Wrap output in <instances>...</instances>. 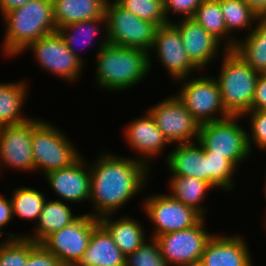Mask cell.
Wrapping results in <instances>:
<instances>
[{
	"mask_svg": "<svg viewBox=\"0 0 266 266\" xmlns=\"http://www.w3.org/2000/svg\"><path fill=\"white\" fill-rule=\"evenodd\" d=\"M89 165L90 198L95 218L115 214L145 186L150 167L137 158L103 152ZM146 180V181H145Z\"/></svg>",
	"mask_w": 266,
	"mask_h": 266,
	"instance_id": "6da1fadb",
	"label": "cell"
},
{
	"mask_svg": "<svg viewBox=\"0 0 266 266\" xmlns=\"http://www.w3.org/2000/svg\"><path fill=\"white\" fill-rule=\"evenodd\" d=\"M103 31L96 52V85L107 91L134 87L149 74L152 54L142 49L112 45L108 43L106 29Z\"/></svg>",
	"mask_w": 266,
	"mask_h": 266,
	"instance_id": "7a4b0ae2",
	"label": "cell"
},
{
	"mask_svg": "<svg viewBox=\"0 0 266 266\" xmlns=\"http://www.w3.org/2000/svg\"><path fill=\"white\" fill-rule=\"evenodd\" d=\"M5 37L3 54L17 56L34 41L57 31L52 0H31L3 16Z\"/></svg>",
	"mask_w": 266,
	"mask_h": 266,
	"instance_id": "3957f363",
	"label": "cell"
},
{
	"mask_svg": "<svg viewBox=\"0 0 266 266\" xmlns=\"http://www.w3.org/2000/svg\"><path fill=\"white\" fill-rule=\"evenodd\" d=\"M218 82L224 108L231 116H243L252 110L259 73L252 69L233 49L223 48Z\"/></svg>",
	"mask_w": 266,
	"mask_h": 266,
	"instance_id": "277c9868",
	"label": "cell"
},
{
	"mask_svg": "<svg viewBox=\"0 0 266 266\" xmlns=\"http://www.w3.org/2000/svg\"><path fill=\"white\" fill-rule=\"evenodd\" d=\"M240 118L243 116L200 124L198 142L206 155L223 156L236 167L247 160L252 153L248 146L247 130L238 124Z\"/></svg>",
	"mask_w": 266,
	"mask_h": 266,
	"instance_id": "5b68a950",
	"label": "cell"
},
{
	"mask_svg": "<svg viewBox=\"0 0 266 266\" xmlns=\"http://www.w3.org/2000/svg\"><path fill=\"white\" fill-rule=\"evenodd\" d=\"M62 132L54 124L43 120L32 128V154L36 172L40 170L45 175L49 171L63 169L81 156Z\"/></svg>",
	"mask_w": 266,
	"mask_h": 266,
	"instance_id": "8992f818",
	"label": "cell"
},
{
	"mask_svg": "<svg viewBox=\"0 0 266 266\" xmlns=\"http://www.w3.org/2000/svg\"><path fill=\"white\" fill-rule=\"evenodd\" d=\"M106 33L108 43L142 49L150 53L158 25L135 16L115 0L106 1Z\"/></svg>",
	"mask_w": 266,
	"mask_h": 266,
	"instance_id": "52a82bcc",
	"label": "cell"
},
{
	"mask_svg": "<svg viewBox=\"0 0 266 266\" xmlns=\"http://www.w3.org/2000/svg\"><path fill=\"white\" fill-rule=\"evenodd\" d=\"M210 76L202 74L197 78L179 79L182 87L175 94L200 124L223 120L231 116L222 103L217 80L214 76Z\"/></svg>",
	"mask_w": 266,
	"mask_h": 266,
	"instance_id": "ba28073f",
	"label": "cell"
},
{
	"mask_svg": "<svg viewBox=\"0 0 266 266\" xmlns=\"http://www.w3.org/2000/svg\"><path fill=\"white\" fill-rule=\"evenodd\" d=\"M205 217L190 228L155 237L169 266H196L214 233L205 230Z\"/></svg>",
	"mask_w": 266,
	"mask_h": 266,
	"instance_id": "9c48e42d",
	"label": "cell"
},
{
	"mask_svg": "<svg viewBox=\"0 0 266 266\" xmlns=\"http://www.w3.org/2000/svg\"><path fill=\"white\" fill-rule=\"evenodd\" d=\"M147 197L142 201V205L148 220L155 226L152 238L190 228L203 218L198 211L186 206L169 193H157Z\"/></svg>",
	"mask_w": 266,
	"mask_h": 266,
	"instance_id": "30bf717a",
	"label": "cell"
},
{
	"mask_svg": "<svg viewBox=\"0 0 266 266\" xmlns=\"http://www.w3.org/2000/svg\"><path fill=\"white\" fill-rule=\"evenodd\" d=\"M30 50L35 55L41 68L61 79L78 81L84 63L67 47L63 36L55 31L31 43L24 51Z\"/></svg>",
	"mask_w": 266,
	"mask_h": 266,
	"instance_id": "8fae6325",
	"label": "cell"
},
{
	"mask_svg": "<svg viewBox=\"0 0 266 266\" xmlns=\"http://www.w3.org/2000/svg\"><path fill=\"white\" fill-rule=\"evenodd\" d=\"M147 111L170 144L198 141L200 123L176 95L162 99L158 104L149 107Z\"/></svg>",
	"mask_w": 266,
	"mask_h": 266,
	"instance_id": "7c38bea8",
	"label": "cell"
},
{
	"mask_svg": "<svg viewBox=\"0 0 266 266\" xmlns=\"http://www.w3.org/2000/svg\"><path fill=\"white\" fill-rule=\"evenodd\" d=\"M98 224V218L88 213L80 215L70 225L49 235L42 244L64 266H76L88 247L93 229Z\"/></svg>",
	"mask_w": 266,
	"mask_h": 266,
	"instance_id": "4fadbf2b",
	"label": "cell"
},
{
	"mask_svg": "<svg viewBox=\"0 0 266 266\" xmlns=\"http://www.w3.org/2000/svg\"><path fill=\"white\" fill-rule=\"evenodd\" d=\"M40 119L29 120L0 127L1 164L20 171H35L32 154V128Z\"/></svg>",
	"mask_w": 266,
	"mask_h": 266,
	"instance_id": "5bb4252c",
	"label": "cell"
},
{
	"mask_svg": "<svg viewBox=\"0 0 266 266\" xmlns=\"http://www.w3.org/2000/svg\"><path fill=\"white\" fill-rule=\"evenodd\" d=\"M151 51L157 53V59L174 82L176 80L179 83V79L190 77L194 71H201L189 59L180 31L172 22L158 26Z\"/></svg>",
	"mask_w": 266,
	"mask_h": 266,
	"instance_id": "9a60e30c",
	"label": "cell"
},
{
	"mask_svg": "<svg viewBox=\"0 0 266 266\" xmlns=\"http://www.w3.org/2000/svg\"><path fill=\"white\" fill-rule=\"evenodd\" d=\"M88 164L90 163L80 156L70 166L43 175L51 189L61 197V200H57L81 203L90 198L91 171Z\"/></svg>",
	"mask_w": 266,
	"mask_h": 266,
	"instance_id": "2e32d148",
	"label": "cell"
},
{
	"mask_svg": "<svg viewBox=\"0 0 266 266\" xmlns=\"http://www.w3.org/2000/svg\"><path fill=\"white\" fill-rule=\"evenodd\" d=\"M124 130L125 142L132 151H137L139 157L136 158L148 166L151 160L159 156L164 147L170 144L148 111L144 116L131 120Z\"/></svg>",
	"mask_w": 266,
	"mask_h": 266,
	"instance_id": "e0dca14e",
	"label": "cell"
},
{
	"mask_svg": "<svg viewBox=\"0 0 266 266\" xmlns=\"http://www.w3.org/2000/svg\"><path fill=\"white\" fill-rule=\"evenodd\" d=\"M180 20L172 23L180 31L189 59L199 70L205 69L209 62H213L212 60L220 54L221 42L193 18H180Z\"/></svg>",
	"mask_w": 266,
	"mask_h": 266,
	"instance_id": "ac0fdd59",
	"label": "cell"
},
{
	"mask_svg": "<svg viewBox=\"0 0 266 266\" xmlns=\"http://www.w3.org/2000/svg\"><path fill=\"white\" fill-rule=\"evenodd\" d=\"M247 242L242 236L214 233L207 242L200 266H252Z\"/></svg>",
	"mask_w": 266,
	"mask_h": 266,
	"instance_id": "d6986e66",
	"label": "cell"
},
{
	"mask_svg": "<svg viewBox=\"0 0 266 266\" xmlns=\"http://www.w3.org/2000/svg\"><path fill=\"white\" fill-rule=\"evenodd\" d=\"M165 161L172 175L195 177L208 183L207 155L198 141L177 144L166 154Z\"/></svg>",
	"mask_w": 266,
	"mask_h": 266,
	"instance_id": "ffe728a7",
	"label": "cell"
},
{
	"mask_svg": "<svg viewBox=\"0 0 266 266\" xmlns=\"http://www.w3.org/2000/svg\"><path fill=\"white\" fill-rule=\"evenodd\" d=\"M125 258L112 236L99 223L93 229L88 247L76 266H125Z\"/></svg>",
	"mask_w": 266,
	"mask_h": 266,
	"instance_id": "44dd1931",
	"label": "cell"
},
{
	"mask_svg": "<svg viewBox=\"0 0 266 266\" xmlns=\"http://www.w3.org/2000/svg\"><path fill=\"white\" fill-rule=\"evenodd\" d=\"M112 216L113 214L100 217L99 223L109 232L122 253L127 256L136 251L147 239L144 227L130 216L122 215L118 220H114Z\"/></svg>",
	"mask_w": 266,
	"mask_h": 266,
	"instance_id": "7402d4cb",
	"label": "cell"
},
{
	"mask_svg": "<svg viewBox=\"0 0 266 266\" xmlns=\"http://www.w3.org/2000/svg\"><path fill=\"white\" fill-rule=\"evenodd\" d=\"M78 217L74 216L70 206L63 201L47 199L36 222L34 234L24 236L36 243H42L49 235L70 225Z\"/></svg>",
	"mask_w": 266,
	"mask_h": 266,
	"instance_id": "603a6c76",
	"label": "cell"
},
{
	"mask_svg": "<svg viewBox=\"0 0 266 266\" xmlns=\"http://www.w3.org/2000/svg\"><path fill=\"white\" fill-rule=\"evenodd\" d=\"M54 20L60 27L103 17L107 0H52Z\"/></svg>",
	"mask_w": 266,
	"mask_h": 266,
	"instance_id": "cb8c5ba5",
	"label": "cell"
},
{
	"mask_svg": "<svg viewBox=\"0 0 266 266\" xmlns=\"http://www.w3.org/2000/svg\"><path fill=\"white\" fill-rule=\"evenodd\" d=\"M28 83L23 81L0 83V127L25 122L30 119L22 115L28 97Z\"/></svg>",
	"mask_w": 266,
	"mask_h": 266,
	"instance_id": "d4e9b609",
	"label": "cell"
},
{
	"mask_svg": "<svg viewBox=\"0 0 266 266\" xmlns=\"http://www.w3.org/2000/svg\"><path fill=\"white\" fill-rule=\"evenodd\" d=\"M259 74H266V18L257 21L254 29L233 49Z\"/></svg>",
	"mask_w": 266,
	"mask_h": 266,
	"instance_id": "484cf974",
	"label": "cell"
},
{
	"mask_svg": "<svg viewBox=\"0 0 266 266\" xmlns=\"http://www.w3.org/2000/svg\"><path fill=\"white\" fill-rule=\"evenodd\" d=\"M192 18L209 34L213 35L221 43L224 42L222 47L226 49L235 48L238 39H234L227 31L220 7V0H203Z\"/></svg>",
	"mask_w": 266,
	"mask_h": 266,
	"instance_id": "4316f807",
	"label": "cell"
},
{
	"mask_svg": "<svg viewBox=\"0 0 266 266\" xmlns=\"http://www.w3.org/2000/svg\"><path fill=\"white\" fill-rule=\"evenodd\" d=\"M170 178L168 182L170 195L205 217L207 210L200 203L205 200L207 191L213 188L207 182L195 177L173 175Z\"/></svg>",
	"mask_w": 266,
	"mask_h": 266,
	"instance_id": "83f0119b",
	"label": "cell"
},
{
	"mask_svg": "<svg viewBox=\"0 0 266 266\" xmlns=\"http://www.w3.org/2000/svg\"><path fill=\"white\" fill-rule=\"evenodd\" d=\"M105 24L104 28L106 29V16L98 17L91 20L86 21H78L76 23H72L69 25H65L63 27H60L58 29L59 33L63 36L67 47L69 50L78 57L83 63L85 61L83 60L82 56L78 54V50L81 46L85 47L90 45L92 43V40L100 34L101 30V24ZM96 35V36H95ZM74 46H80L77 50ZM84 47V48H85ZM82 48V47H81ZM80 48V49H81ZM83 50V48H82Z\"/></svg>",
	"mask_w": 266,
	"mask_h": 266,
	"instance_id": "f1b7e54d",
	"label": "cell"
},
{
	"mask_svg": "<svg viewBox=\"0 0 266 266\" xmlns=\"http://www.w3.org/2000/svg\"><path fill=\"white\" fill-rule=\"evenodd\" d=\"M220 7L230 34L235 31L234 29H246L250 33L261 19L243 0H220Z\"/></svg>",
	"mask_w": 266,
	"mask_h": 266,
	"instance_id": "f546056e",
	"label": "cell"
},
{
	"mask_svg": "<svg viewBox=\"0 0 266 266\" xmlns=\"http://www.w3.org/2000/svg\"><path fill=\"white\" fill-rule=\"evenodd\" d=\"M11 199L13 217L38 221L43 205L46 201L44 194L37 189L30 187H18L13 190Z\"/></svg>",
	"mask_w": 266,
	"mask_h": 266,
	"instance_id": "4dcf8cb0",
	"label": "cell"
},
{
	"mask_svg": "<svg viewBox=\"0 0 266 266\" xmlns=\"http://www.w3.org/2000/svg\"><path fill=\"white\" fill-rule=\"evenodd\" d=\"M208 184L225 192L234 188L232 180L236 166L227 158L218 155H207Z\"/></svg>",
	"mask_w": 266,
	"mask_h": 266,
	"instance_id": "1f68e13d",
	"label": "cell"
},
{
	"mask_svg": "<svg viewBox=\"0 0 266 266\" xmlns=\"http://www.w3.org/2000/svg\"><path fill=\"white\" fill-rule=\"evenodd\" d=\"M135 16L158 26L170 23L165 15L164 0H115Z\"/></svg>",
	"mask_w": 266,
	"mask_h": 266,
	"instance_id": "d6a6232c",
	"label": "cell"
},
{
	"mask_svg": "<svg viewBox=\"0 0 266 266\" xmlns=\"http://www.w3.org/2000/svg\"><path fill=\"white\" fill-rule=\"evenodd\" d=\"M36 244L25 236L8 239L0 247V266H23L29 252Z\"/></svg>",
	"mask_w": 266,
	"mask_h": 266,
	"instance_id": "836d02e7",
	"label": "cell"
},
{
	"mask_svg": "<svg viewBox=\"0 0 266 266\" xmlns=\"http://www.w3.org/2000/svg\"><path fill=\"white\" fill-rule=\"evenodd\" d=\"M151 244L144 243L133 253L125 258V266H169L160 252V247L155 238L151 237Z\"/></svg>",
	"mask_w": 266,
	"mask_h": 266,
	"instance_id": "e575fe53",
	"label": "cell"
},
{
	"mask_svg": "<svg viewBox=\"0 0 266 266\" xmlns=\"http://www.w3.org/2000/svg\"><path fill=\"white\" fill-rule=\"evenodd\" d=\"M244 116L249 117L250 120L248 123L251 134H247L250 152L254 144L258 146V149L266 151V110H250Z\"/></svg>",
	"mask_w": 266,
	"mask_h": 266,
	"instance_id": "d590c367",
	"label": "cell"
},
{
	"mask_svg": "<svg viewBox=\"0 0 266 266\" xmlns=\"http://www.w3.org/2000/svg\"><path fill=\"white\" fill-rule=\"evenodd\" d=\"M203 0H164V11L169 22L170 15H183V18H192ZM170 17V18H169Z\"/></svg>",
	"mask_w": 266,
	"mask_h": 266,
	"instance_id": "8d00e7d4",
	"label": "cell"
},
{
	"mask_svg": "<svg viewBox=\"0 0 266 266\" xmlns=\"http://www.w3.org/2000/svg\"><path fill=\"white\" fill-rule=\"evenodd\" d=\"M23 266H64L42 243H37L29 252Z\"/></svg>",
	"mask_w": 266,
	"mask_h": 266,
	"instance_id": "74e56055",
	"label": "cell"
},
{
	"mask_svg": "<svg viewBox=\"0 0 266 266\" xmlns=\"http://www.w3.org/2000/svg\"><path fill=\"white\" fill-rule=\"evenodd\" d=\"M252 110H266V74H260L257 79Z\"/></svg>",
	"mask_w": 266,
	"mask_h": 266,
	"instance_id": "f35d334b",
	"label": "cell"
},
{
	"mask_svg": "<svg viewBox=\"0 0 266 266\" xmlns=\"http://www.w3.org/2000/svg\"><path fill=\"white\" fill-rule=\"evenodd\" d=\"M13 219L11 199H7V197H0V231H2L1 229L8 225V223Z\"/></svg>",
	"mask_w": 266,
	"mask_h": 266,
	"instance_id": "ab89813d",
	"label": "cell"
},
{
	"mask_svg": "<svg viewBox=\"0 0 266 266\" xmlns=\"http://www.w3.org/2000/svg\"><path fill=\"white\" fill-rule=\"evenodd\" d=\"M261 19L266 18V0H243Z\"/></svg>",
	"mask_w": 266,
	"mask_h": 266,
	"instance_id": "60d3db41",
	"label": "cell"
},
{
	"mask_svg": "<svg viewBox=\"0 0 266 266\" xmlns=\"http://www.w3.org/2000/svg\"><path fill=\"white\" fill-rule=\"evenodd\" d=\"M29 1L31 0H0V14L3 16L5 13L15 8L22 7Z\"/></svg>",
	"mask_w": 266,
	"mask_h": 266,
	"instance_id": "b9f144b4",
	"label": "cell"
},
{
	"mask_svg": "<svg viewBox=\"0 0 266 266\" xmlns=\"http://www.w3.org/2000/svg\"><path fill=\"white\" fill-rule=\"evenodd\" d=\"M4 234V231H0V236H2ZM7 236V239L3 240L2 243L0 242V247L8 240V239H16V238H20L23 237L24 235H16V234H11V233H5ZM9 237V238H8Z\"/></svg>",
	"mask_w": 266,
	"mask_h": 266,
	"instance_id": "7bdbcfd3",
	"label": "cell"
},
{
	"mask_svg": "<svg viewBox=\"0 0 266 266\" xmlns=\"http://www.w3.org/2000/svg\"><path fill=\"white\" fill-rule=\"evenodd\" d=\"M264 188H265V189H264V194H265L264 197H265V199H266V176H265V186H264Z\"/></svg>",
	"mask_w": 266,
	"mask_h": 266,
	"instance_id": "ee69618b",
	"label": "cell"
}]
</instances>
